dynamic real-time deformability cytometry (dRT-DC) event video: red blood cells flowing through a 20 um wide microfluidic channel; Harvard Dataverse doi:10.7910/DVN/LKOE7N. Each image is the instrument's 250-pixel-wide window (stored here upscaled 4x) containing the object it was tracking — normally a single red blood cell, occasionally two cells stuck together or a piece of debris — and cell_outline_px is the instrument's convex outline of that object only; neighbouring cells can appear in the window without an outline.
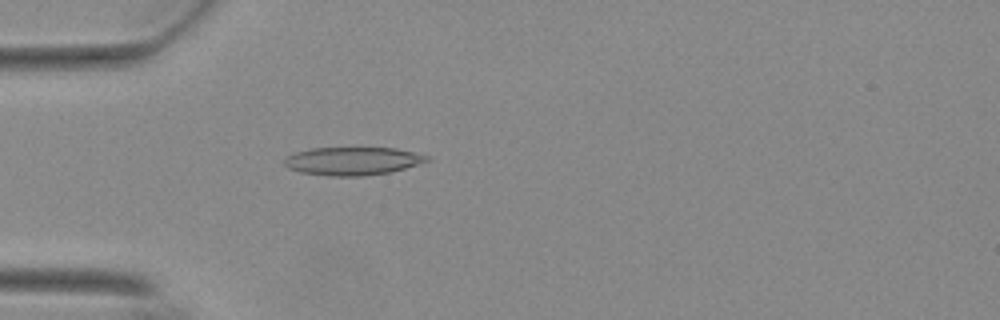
{"species": "Egyptian fruit bat (a non-hibernating species)", "species_latin": "Rousettus aegyptiacus", "temperature_condition": "warm", "stored_images_in_passage": 47, "camera_frame_rate_fps": 3000, "um_per_image_px": 0.085, "animal": {"sex": "female"}, "frame": {"image": 1, "passage_image": 8, "time_ms": 2.333, "image_size_px": [1000, 320], "cell_outline_px": [[432, 160], [404, 168], [388, 172], [364, 176], [328, 176], [300, 172], [288, 168], [284, 164], [284, 160], [288, 156], [296, 152], [312, 148], [396, 148], [428, 156]], "centroid_in_image_um": [29.96, 13.69], "position_along_channel_um": 55.0, "area_um2": 23.18}}
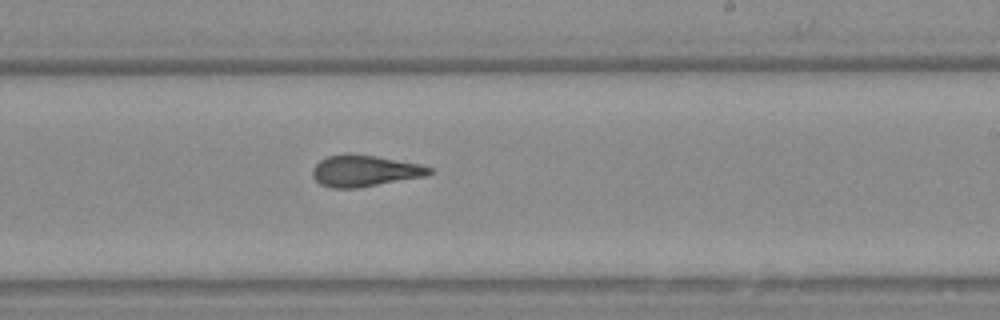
{"frame": {"image": 2, "passage_image": 25, "time_ms": 8.0, "image_size_px": [1000, 320], "cell_outline_px": [[432, 172], [428, 176], [356, 188], [332, 188], [320, 184], [312, 176], [312, 168], [320, 160], [328, 156], [344, 152], [376, 156], [420, 164], [432, 168]], "centroid_in_image_um": [30.98, 14.51], "position_along_channel_um": 258.0, "area_um2": 21.56}}
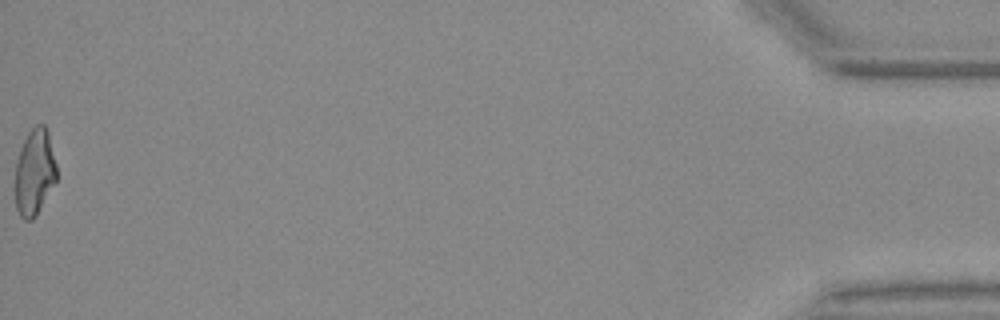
{"frame": {"image": 3, "passage_image": 47, "time_ms": 15.333, "image_size_px": [1000, 320], "cell_outline_px": [[56, 180], [36, 216], [32, 220], [24, 220], [20, 216], [16, 208], [16, 160], [20, 148], [28, 132], [36, 124], [44, 124], [48, 132], [56, 164]], "centroid_in_image_um": [2.93, 14.63], "position_along_channel_um": 432.3, "area_um2": 20.69}, "authors_computed_cell_mechanics": {"area_um2": 21.5016, "velocity_mm_per_s": 3.733, "shape_relaxation_time_tau1_ms": 6.4487, "shape_relaxation_time_tau2_ms": 1.7182, "deformation_change_tau1": 0.2312, "deformation_change_tau2": 0.1217}}